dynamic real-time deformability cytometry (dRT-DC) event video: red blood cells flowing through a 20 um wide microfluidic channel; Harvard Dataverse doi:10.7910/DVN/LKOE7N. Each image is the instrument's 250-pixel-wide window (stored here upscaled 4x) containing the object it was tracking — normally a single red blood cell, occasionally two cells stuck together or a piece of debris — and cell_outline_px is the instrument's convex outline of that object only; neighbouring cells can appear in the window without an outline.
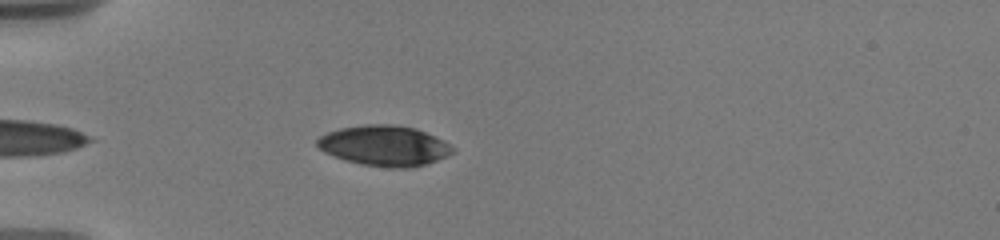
{"species": "human", "species_latin": "Homo sapiens", "temperature_condition": "warm", "stored_images_in_passage": 39, "camera_frame_rate_fps": 3000, "um_per_image_px": 0.085, "donor": {"sex": "male"}, "frame": {"image": 1, "passage_image": 5, "time_ms": 1.333, "image_size_px": [1000, 240], "cell_outline_px": [[456, 152], [448, 156], [412, 168], [388, 168], [360, 164], [344, 160], [324, 152], [316, 144], [316, 140], [320, 136], [328, 132], [340, 128], [364, 124], [392, 124], [416, 128], [444, 140], [456, 148]], "centroid_in_image_um": [32.7, 12.39], "position_along_channel_um": 52.3, "area_um2": 32.19}}
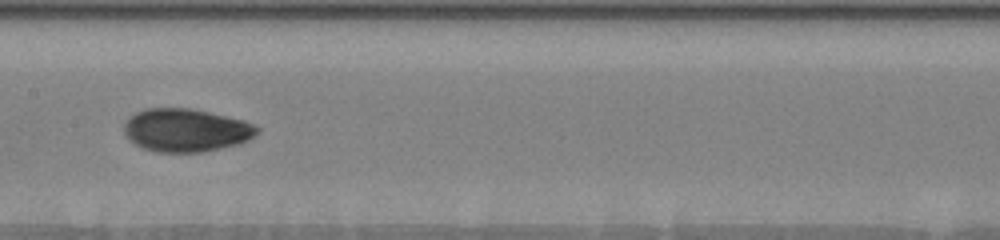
{"frame": {"image": 2, "passage_image": 22, "time_ms": 5.667, "image_size_px": [1000, 240], "cell_outline_px": [[260, 132], [248, 140], [236, 144], [220, 148], [200, 152], [156, 152], [144, 148], [136, 144], [124, 132], [124, 124], [128, 116], [144, 108], [192, 108], [244, 120], [256, 124], [260, 128]], "centroid_in_image_um": [15.83, 11.05], "position_along_channel_um": 191.6, "area_um2": 33.47}}
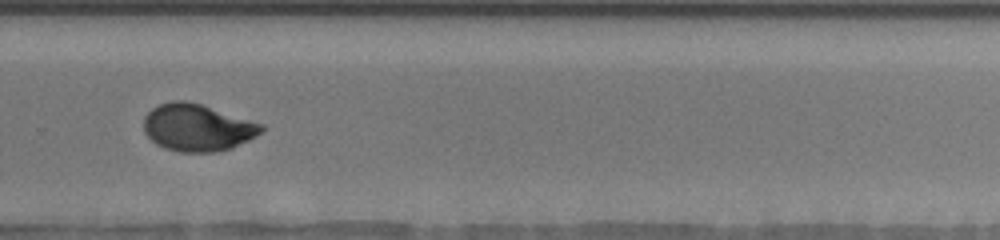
{"frame": {"image": 3, "passage_image": 33, "time_ms": 9.0, "image_size_px": [1000, 240], "cell_outline_px": [[264, 128], [256, 136], [232, 148], [216, 152], [180, 152], [164, 148], [156, 144], [144, 132], [144, 116], [152, 108], [160, 104], [172, 100], [188, 100], [264, 124]], "centroid_in_image_um": [16.76, 10.84], "position_along_channel_um": 313.0, "area_um2": 32.37}}